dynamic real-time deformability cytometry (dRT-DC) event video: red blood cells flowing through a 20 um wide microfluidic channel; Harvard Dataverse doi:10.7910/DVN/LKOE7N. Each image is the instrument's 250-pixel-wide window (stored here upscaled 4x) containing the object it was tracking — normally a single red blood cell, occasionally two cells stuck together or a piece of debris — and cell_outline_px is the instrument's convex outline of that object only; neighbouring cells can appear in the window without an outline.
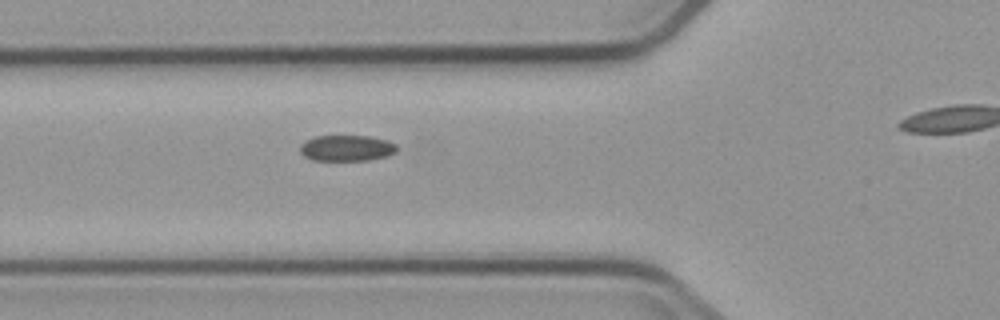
{"species": "common noctule bat (a hibernating species)", "species_latin": "Nyctalus noctula", "temperature_condition": "cold", "stored_images_in_passage": 4, "segment_of_instrument_passage": [1, 2], "camera_frame_rate_fps": 3000, "um_per_image_px": 0.085, "animal": {"sex": "male", "body_mass_g": 23.1, "forearm_length_mm": 52.7}, "frame": {"image": 1, "passage_image": 3, "time_ms": 2.333, "image_size_px": [1000, 320], "cell_outline_px": [[396, 152], [388, 156], [368, 160], [312, 160], [304, 156], [300, 152], [300, 144], [316, 136], [368, 136], [388, 140], [396, 144]], "centroid_in_image_um": [29.48, 12.59], "position_along_channel_um": 96.3, "area_um2": 14.62}}